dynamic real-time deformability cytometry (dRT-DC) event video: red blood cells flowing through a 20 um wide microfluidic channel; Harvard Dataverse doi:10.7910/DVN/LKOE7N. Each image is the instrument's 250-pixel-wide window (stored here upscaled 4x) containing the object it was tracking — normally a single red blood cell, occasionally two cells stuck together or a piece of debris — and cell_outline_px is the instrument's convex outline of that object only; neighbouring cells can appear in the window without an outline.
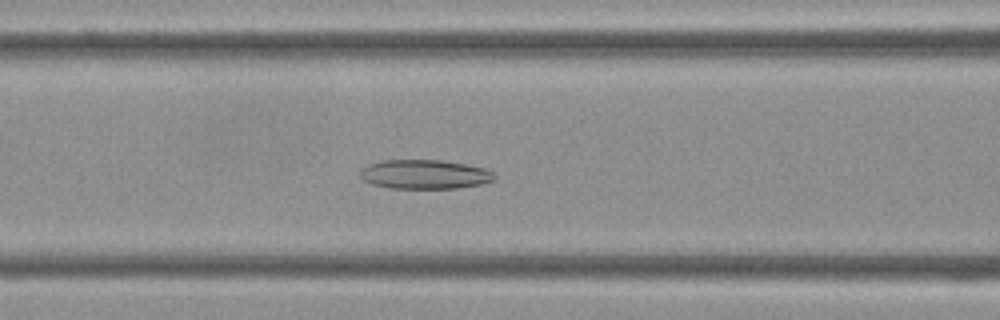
{"species": "Egyptian fruit bat (a non-hibernating species)", "species_latin": "Rousettus aegyptiacus", "temperature_condition": "cold", "stored_images_in_passage": 45, "segment_of_instrument_passage": [1, 2], "camera_frame_rate_fps": 3000, "um_per_image_px": 0.085, "frame": {"image": 1, "passage_image": 18, "time_ms": 5.667, "image_size_px": [1000, 320], "cell_outline_px": [[496, 176], [492, 180], [480, 184], [456, 188], [392, 188], [372, 184], [364, 180], [360, 176], [360, 172], [368, 164], [384, 160], [440, 160], [464, 164], [484, 168], [496, 172]], "centroid_in_image_um": [36.11, 14.81], "position_along_channel_um": 130.5, "area_um2": 22.66}}
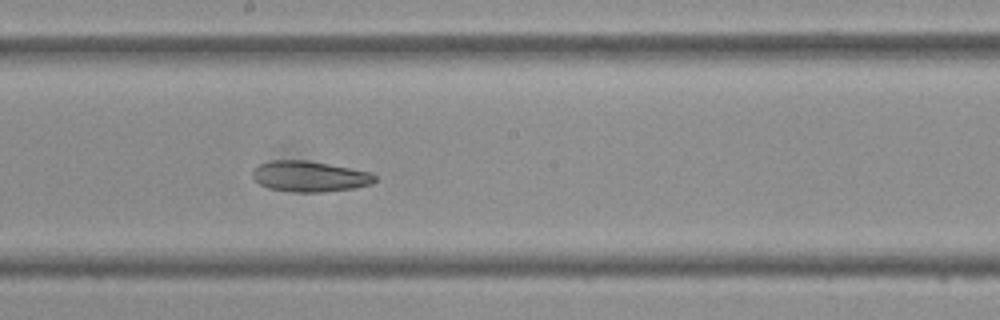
{"frame": {"image": 2, "passage_image": 24, "time_ms": 7.667, "image_size_px": [1000, 320], "cell_outline_px": [[376, 180], [372, 184], [352, 188], [320, 192], [292, 192], [268, 188], [260, 184], [252, 176], [252, 172], [260, 164], [272, 160], [308, 160], [372, 172], [376, 176]], "centroid_in_image_um": [26.33, 14.99], "position_along_channel_um": 221.9, "area_um2": 21.85}}
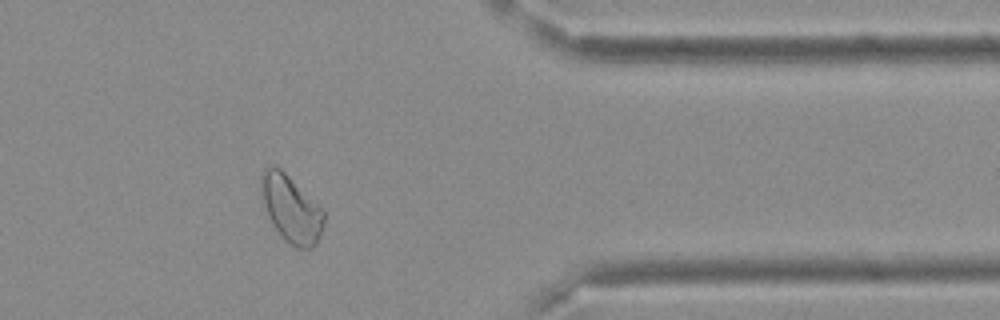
{"frame": {"image": 3, "passage_image": 36, "time_ms": 11.667, "image_size_px": [1000, 320], "cell_outline_px": [[324, 224], [320, 236], [316, 244], [312, 248], [296, 248], [284, 240], [272, 224], [260, 204], [260, 172], [268, 164], [280, 168], [324, 212]], "centroid_in_image_um": [24.66, 17.75], "position_along_channel_um": 386.7, "area_um2": 24.68}}